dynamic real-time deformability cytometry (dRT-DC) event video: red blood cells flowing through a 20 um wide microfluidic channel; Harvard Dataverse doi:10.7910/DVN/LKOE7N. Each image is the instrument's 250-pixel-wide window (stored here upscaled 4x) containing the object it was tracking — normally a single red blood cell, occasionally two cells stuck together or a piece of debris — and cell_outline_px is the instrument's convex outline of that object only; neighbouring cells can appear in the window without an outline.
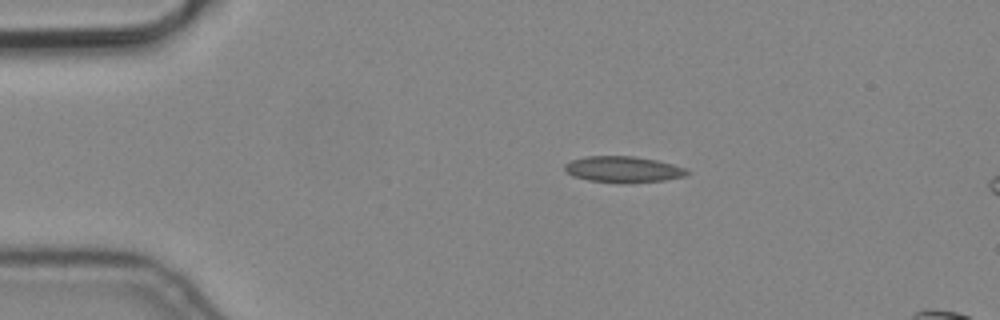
{"species": "common noctule bat (a hibernating species)", "species_latin": "Nyctalus noctula", "temperature_condition": "cold", "stored_images_in_passage": 2, "camera_frame_rate_fps": 3000, "um_per_image_px": 0.085, "animal": {"sex": "male", "body_mass_g": 19.2, "forearm_length_mm": 51.8}, "frame": {"image": 1, "passage_image": 1, "time_ms": 0.0, "image_size_px": [1000, 320], "cell_outline_px": [[692, 172], [684, 176], [664, 180], [588, 180], [572, 176], [564, 172], [564, 164], [572, 160], [584, 156], [636, 156], [656, 160], [688, 168]], "centroid_in_image_um": [52.95, 14.34], "position_along_channel_um": 32.0, "area_um2": 17.92}}